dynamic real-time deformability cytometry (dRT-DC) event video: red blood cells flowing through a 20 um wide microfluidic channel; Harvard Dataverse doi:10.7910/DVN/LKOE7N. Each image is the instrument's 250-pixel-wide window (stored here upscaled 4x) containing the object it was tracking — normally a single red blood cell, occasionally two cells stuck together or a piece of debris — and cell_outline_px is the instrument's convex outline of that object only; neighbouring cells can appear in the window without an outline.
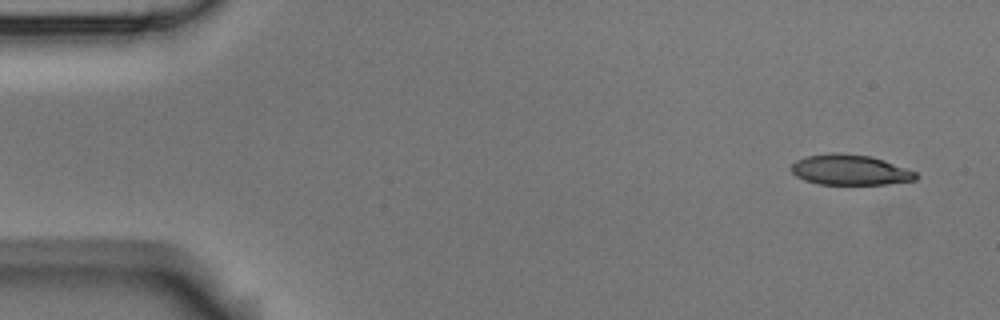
{"species": "Egyptian fruit bat (a non-hibernating species)", "species_latin": "Rousettus aegyptiacus", "temperature_condition": "room temperature", "stored_images_in_passage": 9, "camera_frame_rate_fps": 3000, "um_per_image_px": 0.085, "animal": {"sex": "male"}, "frame": {"image": 1, "passage_image": 1, "time_ms": 0.0, "image_size_px": [1000, 320], "cell_outline_px": [[920, 176], [916, 180], [888, 184], [820, 184], [804, 180], [796, 176], [788, 168], [796, 160], [804, 156], [832, 152], [840, 152], [872, 156], [884, 160], [916, 172]], "centroid_in_image_um": [72.23, 14.43], "position_along_channel_um": 12.8, "area_um2": 22.37}}
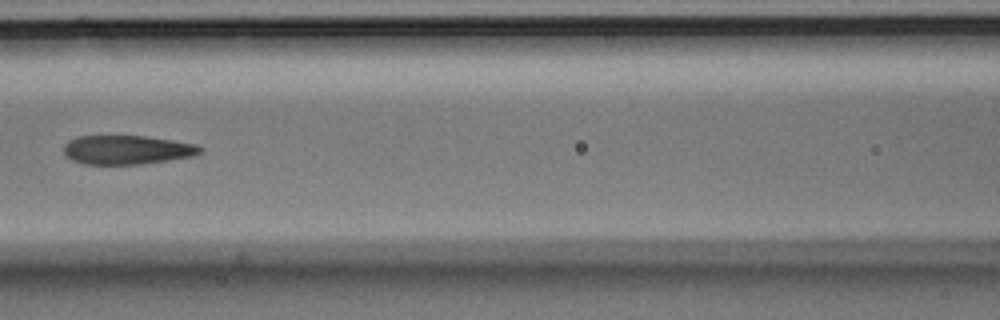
{"frame": {"image": 2, "passage_image": 7, "time_ms": 2.0, "image_size_px": [1000, 320], "cell_outline_px": [[204, 148], [200, 152], [192, 156], [168, 160], [140, 164], [84, 164], [72, 160], [64, 152], [64, 144], [68, 140], [76, 136], [144, 136], [172, 140], [196, 144]], "centroid_in_image_um": [10.77, 12.73], "position_along_channel_um": 155.8, "area_um2": 22.95}}
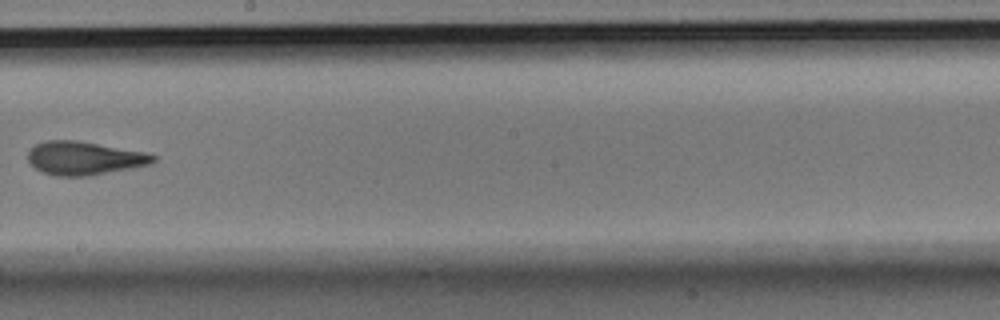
{"frame": {"image": 3, "passage_image": 9, "time_ms": 2.667, "image_size_px": [1000, 320], "cell_outline_px": [[156, 160], [152, 164], [88, 176], [56, 176], [40, 172], [28, 160], [28, 152], [36, 144], [48, 140], [76, 140], [148, 152], [156, 156]], "centroid_in_image_um": [7.19, 13.44], "position_along_channel_um": 241.0, "area_um2": 24.45}}